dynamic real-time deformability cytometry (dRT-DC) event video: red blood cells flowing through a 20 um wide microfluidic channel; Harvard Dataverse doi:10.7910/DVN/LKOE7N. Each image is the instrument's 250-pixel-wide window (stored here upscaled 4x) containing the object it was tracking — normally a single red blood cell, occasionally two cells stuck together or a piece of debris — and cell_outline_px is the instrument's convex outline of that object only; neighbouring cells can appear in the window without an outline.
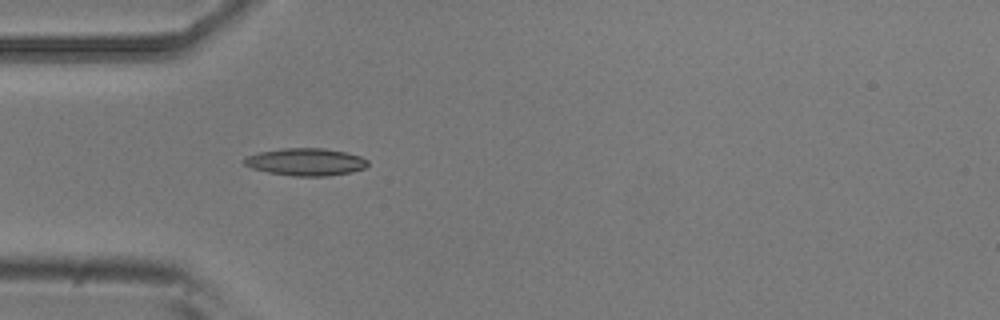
{"species": "common noctule bat (a hibernating species)", "species_latin": "Nyctalus noctula", "temperature_condition": "room temperature", "stored_images_in_passage": 1, "camera_frame_rate_fps": 3000, "um_per_image_px": 0.085, "animal": {"sex": "male", "body_mass_g": 20.5, "forearm_length_mm": 52.5}, "frame": {"image": 1, "passage_image": 1, "time_ms": 0.0, "image_size_px": [1000, 320], "cell_outline_px": [[368, 164], [364, 168], [352, 172], [328, 176], [292, 176], [268, 172], [252, 168], [244, 164], [240, 160], [244, 156], [260, 152], [284, 148], [324, 148], [344, 152], [360, 156], [368, 160]], "centroid_in_image_um": [25.96, 13.76], "position_along_channel_um": 59.0, "area_um2": 19.83}}